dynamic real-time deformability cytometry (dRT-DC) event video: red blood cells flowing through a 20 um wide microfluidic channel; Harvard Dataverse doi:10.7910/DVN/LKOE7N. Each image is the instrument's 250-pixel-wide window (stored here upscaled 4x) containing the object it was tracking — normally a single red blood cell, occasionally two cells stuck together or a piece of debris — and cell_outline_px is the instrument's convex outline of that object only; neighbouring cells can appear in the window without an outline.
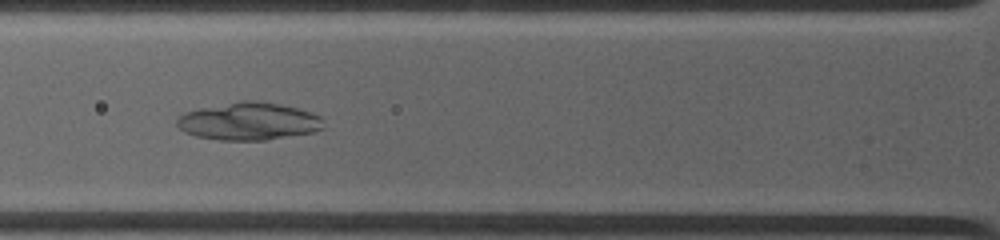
{"species": "common noctule bat (a hibernating species)", "species_latin": "Nyctalus noctula", "temperature_condition": "warm", "stored_images_in_passage": 48, "camera_frame_rate_fps": 4500, "um_per_image_px": 0.085, "animal": {"sex": "female", "body_mass_g": 19.0, "forearm_length_mm": 53.3}, "frame": {"image": 1, "passage_image": 12, "time_ms": 3.333, "image_size_px": [1000, 240], "cell_outline_px": [[324, 128], [312, 132], [264, 140], [220, 140], [196, 136], [184, 132], [176, 124], [176, 120], [184, 112], [200, 108], [244, 100], [256, 100], [280, 104], [296, 108], [320, 116]], "centroid_in_image_um": [21.11, 10.31], "position_along_channel_um": 104.7, "area_um2": 31.85}}
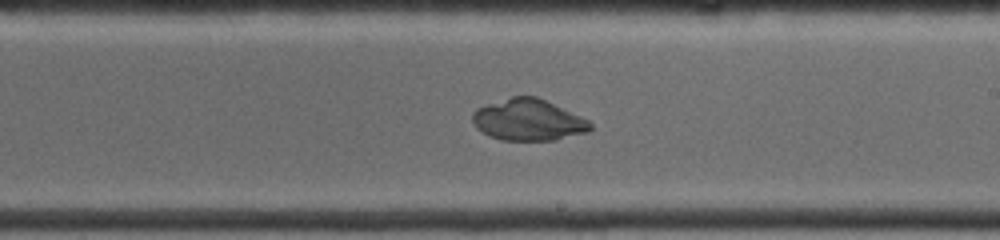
{"frame": {"image": 2, "passage_image": 31, "time_ms": 6.889, "image_size_px": [1000, 240], "cell_outline_px": [[592, 128], [588, 132], [556, 140], [500, 140], [488, 136], [476, 128], [472, 120], [472, 112], [476, 108], [512, 96], [536, 96], [580, 116], [588, 120], [592, 124]], "centroid_in_image_um": [44.88, 10.21], "position_along_channel_um": 244.1, "area_um2": 28.44}}
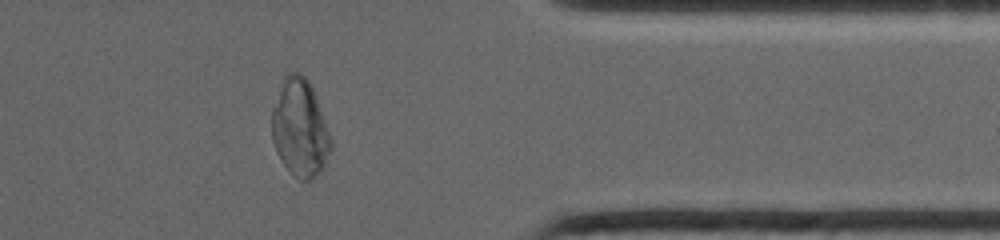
{"frame": {"image": 3, "passage_image": 48, "time_ms": 10.889, "image_size_px": [1000, 240], "cell_outline_px": [[332, 148], [324, 168], [312, 180], [300, 180], [280, 160], [276, 152], [272, 140], [272, 108], [284, 80], [288, 72], [300, 72], [308, 80], [312, 88], [332, 140]], "centroid_in_image_um": [25.51, 10.93], "position_along_channel_um": 385.9, "area_um2": 33.23}}